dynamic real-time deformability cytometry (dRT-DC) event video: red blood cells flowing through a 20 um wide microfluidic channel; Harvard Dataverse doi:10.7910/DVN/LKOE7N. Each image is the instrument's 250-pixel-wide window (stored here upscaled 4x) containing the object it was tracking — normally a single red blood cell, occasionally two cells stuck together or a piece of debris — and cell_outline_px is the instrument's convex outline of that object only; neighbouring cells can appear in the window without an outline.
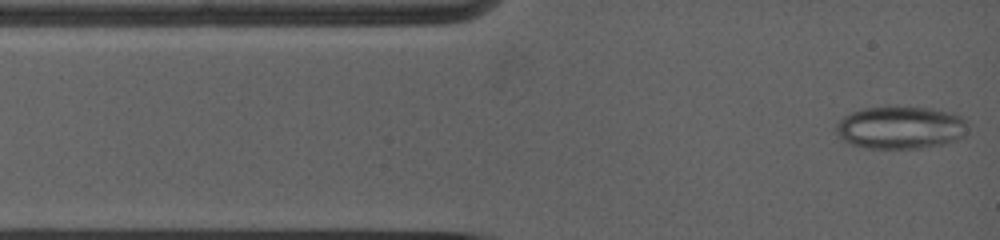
{"species": "common noctule bat (a hibernating species)", "species_latin": "Nyctalus noctula", "temperature_condition": "warm", "stored_images_in_passage": 33, "camera_frame_rate_fps": 5000, "um_per_image_px": 0.085, "animal": {"sex": "female", "body_mass_g": 19.0, "forearm_length_mm": 53.3}, "frame": {"image": 1, "passage_image": 1, "time_ms": 0.0, "image_size_px": [1000, 240], "cell_outline_px": [[964, 136], [956, 140], [944, 144], [920, 148], [864, 148], [852, 144], [844, 140], [836, 132], [836, 124], [844, 116], [852, 112], [864, 108], [896, 104], [932, 108], [960, 116], [964, 120]], "centroid_in_image_um": [76.5, 10.81], "position_along_channel_um": 8.5, "area_um2": 33.0}}
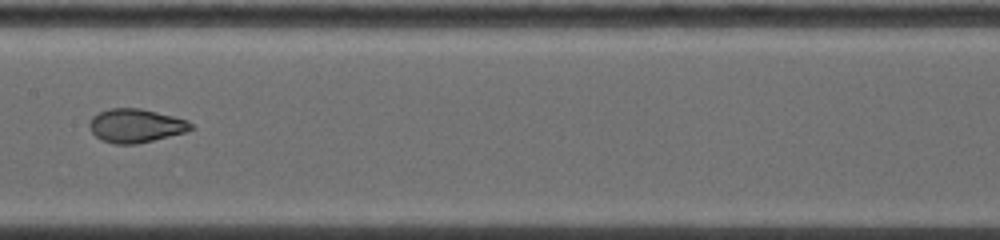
{"frame": {"image": 2, "passage_image": 18, "time_ms": 5.8, "image_size_px": [1000, 240], "cell_outline_px": [[196, 128], [184, 132], [136, 144], [116, 144], [100, 140], [88, 128], [88, 120], [92, 116], [108, 108], [140, 108], [188, 120]], "centroid_in_image_um": [11.5, 10.68], "position_along_channel_um": 195.9, "area_um2": 19.94}}
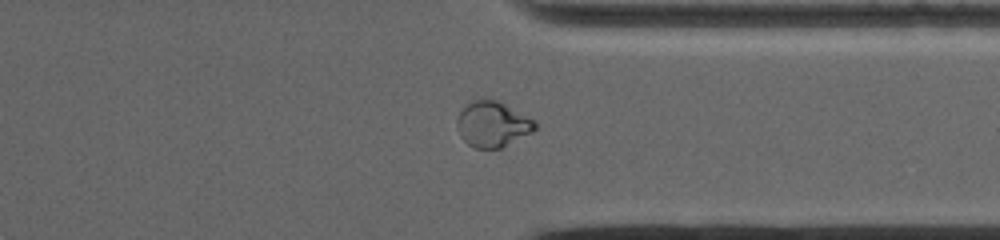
{"frame": {"image": 3, "passage_image": 28, "time_ms": 10.2, "image_size_px": [1000, 240], "cell_outline_px": [[536, 128], [532, 132], [500, 148], [472, 148], [460, 136], [456, 124], [456, 120], [460, 112], [472, 100], [480, 96], [484, 96], [500, 100], [536, 120]], "centroid_in_image_um": [41.86, 10.5], "position_along_channel_um": 369.5, "area_um2": 21.21}, "authors_computed_cell_mechanics": {"area_um2": 21.386, "velocity_mm_per_s": 3.9601, "shape_relaxation_time_tau1_ms": null, "shape_relaxation_time_tau2_ms": 0.7603, "deformation_change_tau1": null, "deformation_change_tau2": 0.0485}}